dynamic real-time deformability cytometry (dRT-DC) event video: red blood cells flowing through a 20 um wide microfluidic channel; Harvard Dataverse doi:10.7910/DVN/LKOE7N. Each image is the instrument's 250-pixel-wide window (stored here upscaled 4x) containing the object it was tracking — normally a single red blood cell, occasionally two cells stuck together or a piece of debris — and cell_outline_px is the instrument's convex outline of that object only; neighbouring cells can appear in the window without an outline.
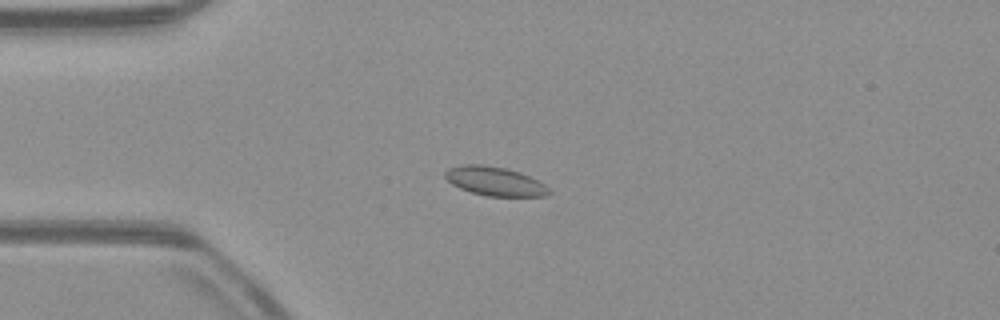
{"species": "common noctule bat (a hibernating species)", "species_latin": "Nyctalus noctula", "temperature_condition": "warm", "stored_images_in_passage": 54, "camera_frame_rate_fps": 3000, "um_per_image_px": 0.085, "animal": {"sex": "male", "body_mass_g": 23.1, "forearm_length_mm": 52.7}, "frame": {"image": 1, "passage_image": 14, "time_ms": 4.333, "image_size_px": [1000, 320], "cell_outline_px": [[552, 192], [548, 196], [488, 196], [472, 192], [460, 188], [452, 184], [444, 176], [444, 172], [448, 168], [464, 164], [480, 164], [504, 168], [520, 172], [544, 184]], "centroid_in_image_um": [42.05, 15.4], "position_along_channel_um": 42.9, "area_um2": 17.4}}
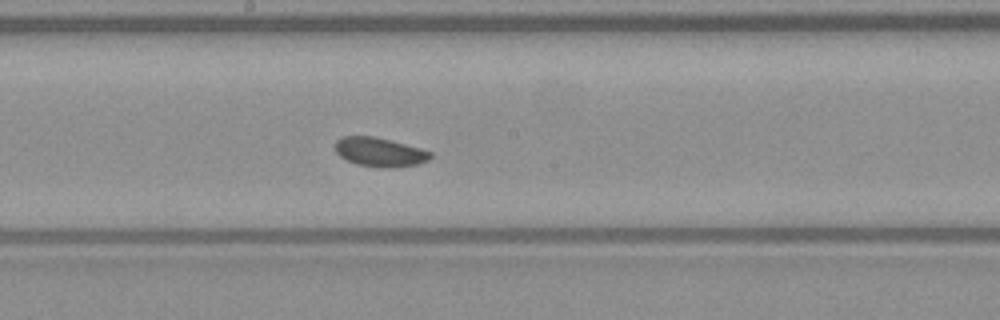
{"frame": {"image": 2, "passage_image": 29, "time_ms": 9.333, "image_size_px": [1000, 320], "cell_outline_px": [[432, 156], [428, 160], [420, 164], [396, 168], [384, 168], [356, 164], [340, 156], [336, 152], [336, 140], [344, 136], [372, 136], [392, 140], [420, 148], [432, 152]], "centroid_in_image_um": [32.31, 12.93], "position_along_channel_um": 215.9, "area_um2": 16.24}}
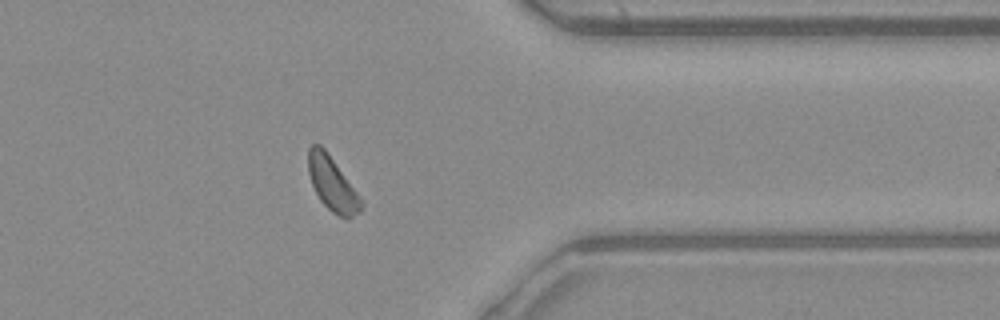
{"frame": {"image": 3, "passage_image": 43, "time_ms": 14.0, "image_size_px": [1000, 320], "cell_outline_px": [[364, 208], [360, 212], [348, 220], [332, 212], [320, 200], [312, 184], [308, 172], [308, 148], [312, 144], [320, 144], [328, 152], [356, 192], [364, 204]], "centroid_in_image_um": [28.24, 15.64], "position_along_channel_um": 383.2, "area_um2": 16.53}}